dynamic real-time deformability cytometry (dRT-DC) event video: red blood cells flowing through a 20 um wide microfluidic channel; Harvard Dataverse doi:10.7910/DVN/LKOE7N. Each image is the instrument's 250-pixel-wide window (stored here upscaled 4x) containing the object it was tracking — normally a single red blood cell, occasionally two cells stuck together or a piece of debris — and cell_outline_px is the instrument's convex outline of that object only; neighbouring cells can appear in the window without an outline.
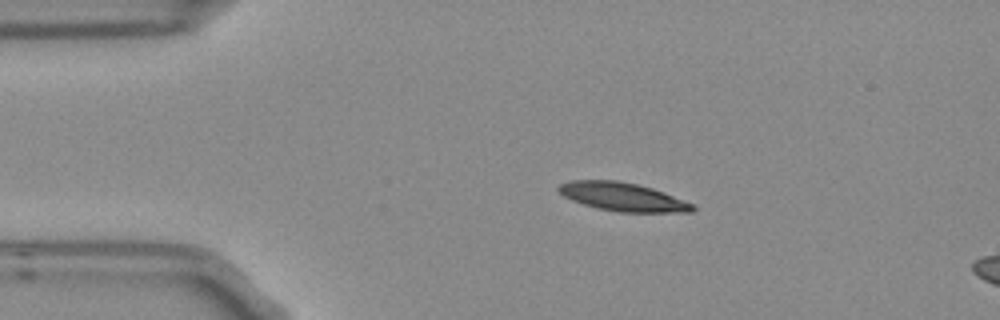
{"species": "Egyptian fruit bat (a non-hibernating species)", "species_latin": "Rousettus aegyptiacus", "temperature_condition": "room temperature", "stored_images_in_passage": 4, "camera_frame_rate_fps": 3000, "um_per_image_px": 0.085, "frame": {"image": 1, "passage_image": 2, "time_ms": 0.333, "image_size_px": [1000, 320], "cell_outline_px": [[696, 208], [692, 212], [620, 212], [600, 208], [584, 204], [572, 200], [564, 196], [556, 188], [560, 184], [572, 180], [616, 180], [636, 184], [652, 188], [664, 192], [696, 204]], "centroid_in_image_um": [52.98, 16.73], "position_along_channel_um": 32.0, "area_um2": 22.14}}